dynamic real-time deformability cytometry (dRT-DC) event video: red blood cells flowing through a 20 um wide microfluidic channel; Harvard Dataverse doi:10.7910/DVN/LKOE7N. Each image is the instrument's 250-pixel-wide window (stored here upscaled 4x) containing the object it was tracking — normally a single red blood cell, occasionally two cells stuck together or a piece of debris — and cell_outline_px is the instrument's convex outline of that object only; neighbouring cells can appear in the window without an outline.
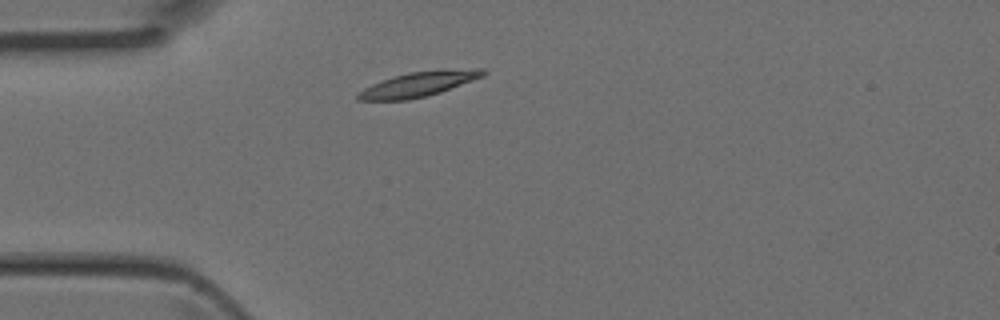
{"species": "Egyptian fruit bat (a non-hibernating species)", "species_latin": "Rousettus aegyptiacus", "temperature_condition": "room temperature", "stored_images_in_passage": 2, "camera_frame_rate_fps": 3000, "um_per_image_px": 0.085, "animal": {"sex": "female"}, "frame": {"image": 1, "passage_image": 2, "time_ms": 0.333, "image_size_px": [1000, 320], "cell_outline_px": [[488, 72], [484, 76], [440, 92], [408, 100], [356, 100], [356, 92], [372, 84], [408, 72], [472, 68], [484, 68]], "centroid_in_image_um": [35.59, 7.16], "position_along_channel_um": 49.4, "area_um2": 17.86}}